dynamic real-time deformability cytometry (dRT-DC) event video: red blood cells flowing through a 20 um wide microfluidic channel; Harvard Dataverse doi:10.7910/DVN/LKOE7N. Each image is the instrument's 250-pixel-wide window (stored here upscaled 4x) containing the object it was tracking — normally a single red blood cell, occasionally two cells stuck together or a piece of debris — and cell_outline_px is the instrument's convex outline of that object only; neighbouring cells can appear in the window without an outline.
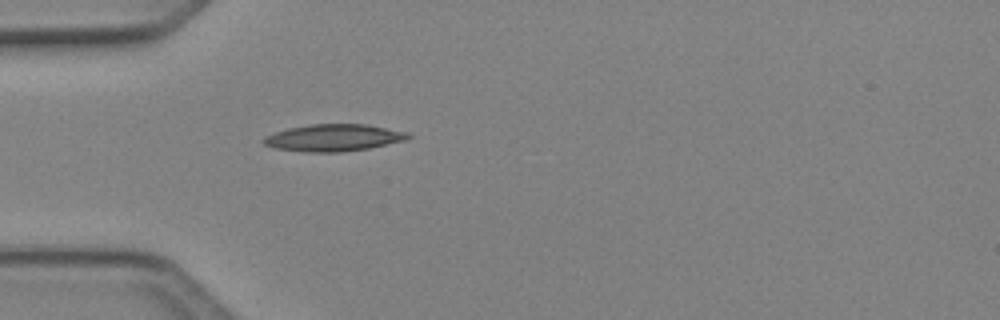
{"species": "Egyptian fruit bat (a non-hibernating species)", "species_latin": "Rousettus aegyptiacus", "temperature_condition": "cold", "stored_images_in_passage": 3, "camera_frame_rate_fps": 3000, "um_per_image_px": 0.085, "animal": {"sex": "female"}, "frame": {"image": 1, "passage_image": 3, "time_ms": 0.667, "image_size_px": [1000, 320], "cell_outline_px": [[412, 136], [404, 140], [368, 148], [340, 152], [308, 152], [276, 148], [264, 144], [260, 140], [264, 136], [288, 128], [312, 124], [368, 124], [408, 132]], "centroid_in_image_um": [28.34, 11.7], "position_along_channel_um": 56.7, "area_um2": 22.6}}